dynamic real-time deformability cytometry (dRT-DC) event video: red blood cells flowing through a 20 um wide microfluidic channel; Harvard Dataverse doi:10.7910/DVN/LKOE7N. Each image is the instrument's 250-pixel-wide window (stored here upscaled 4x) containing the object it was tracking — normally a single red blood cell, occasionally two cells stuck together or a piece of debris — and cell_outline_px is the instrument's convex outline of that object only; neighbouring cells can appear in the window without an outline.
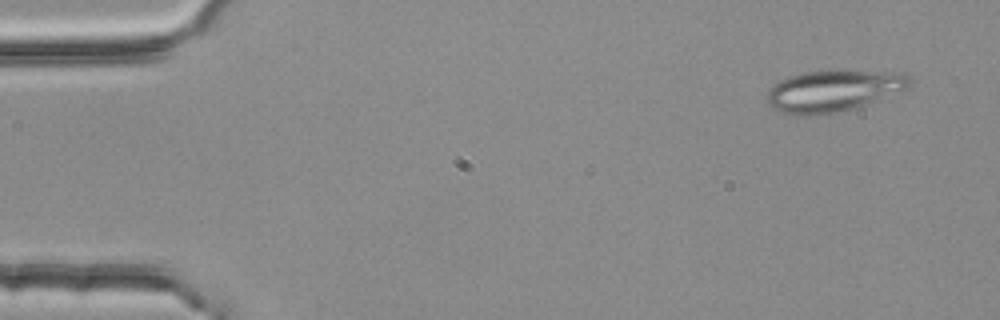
{"species": "common noctule bat (a hibernating species)", "species_latin": "Nyctalus noctula", "temperature_condition": "room temperature", "stored_images_in_passage": 4, "camera_frame_rate_fps": 3000, "um_per_image_px": 0.085, "animal": {"sex": "female", "body_mass_g": 25.1}, "frame": {"image": 1, "passage_image": 1, "time_ms": 0.0, "image_size_px": [1000, 320], "cell_outline_px": [[912, 84], [908, 88], [864, 104], [852, 108], [836, 112], [816, 116], [804, 116], [780, 112], [772, 108], [768, 104], [768, 88], [772, 84], [788, 76], [804, 72], [908, 72], [912, 76]], "centroid_in_image_um": [70.81, 7.73], "position_along_channel_um": 14.2, "area_um2": 34.1}}